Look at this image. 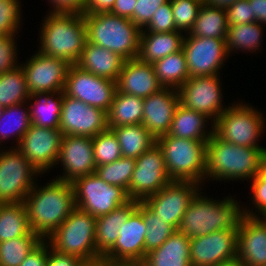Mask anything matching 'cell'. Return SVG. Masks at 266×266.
I'll return each mask as SVG.
<instances>
[{
	"instance_id": "cell-1",
	"label": "cell",
	"mask_w": 266,
	"mask_h": 266,
	"mask_svg": "<svg viewBox=\"0 0 266 266\" xmlns=\"http://www.w3.org/2000/svg\"><path fill=\"white\" fill-rule=\"evenodd\" d=\"M32 232L48 238L76 208L70 182L53 179L45 186L37 183L23 201Z\"/></svg>"
},
{
	"instance_id": "cell-2",
	"label": "cell",
	"mask_w": 266,
	"mask_h": 266,
	"mask_svg": "<svg viewBox=\"0 0 266 266\" xmlns=\"http://www.w3.org/2000/svg\"><path fill=\"white\" fill-rule=\"evenodd\" d=\"M266 148L244 147L218 138L214 133L206 143L205 179L252 180L257 174Z\"/></svg>"
},
{
	"instance_id": "cell-3",
	"label": "cell",
	"mask_w": 266,
	"mask_h": 266,
	"mask_svg": "<svg viewBox=\"0 0 266 266\" xmlns=\"http://www.w3.org/2000/svg\"><path fill=\"white\" fill-rule=\"evenodd\" d=\"M40 28L39 52L76 65L87 41L83 14L49 11Z\"/></svg>"
},
{
	"instance_id": "cell-4",
	"label": "cell",
	"mask_w": 266,
	"mask_h": 266,
	"mask_svg": "<svg viewBox=\"0 0 266 266\" xmlns=\"http://www.w3.org/2000/svg\"><path fill=\"white\" fill-rule=\"evenodd\" d=\"M201 190L186 209L178 231L191 239L219 230L238 229L245 216L244 207L241 208L234 197L216 201L202 196Z\"/></svg>"
},
{
	"instance_id": "cell-5",
	"label": "cell",
	"mask_w": 266,
	"mask_h": 266,
	"mask_svg": "<svg viewBox=\"0 0 266 266\" xmlns=\"http://www.w3.org/2000/svg\"><path fill=\"white\" fill-rule=\"evenodd\" d=\"M83 16L88 42L106 48L125 60L138 57L141 29L130 19L110 12Z\"/></svg>"
},
{
	"instance_id": "cell-6",
	"label": "cell",
	"mask_w": 266,
	"mask_h": 266,
	"mask_svg": "<svg viewBox=\"0 0 266 266\" xmlns=\"http://www.w3.org/2000/svg\"><path fill=\"white\" fill-rule=\"evenodd\" d=\"M161 147L167 173L172 181H192L201 184L205 181L206 143L162 135L156 139Z\"/></svg>"
},
{
	"instance_id": "cell-7",
	"label": "cell",
	"mask_w": 266,
	"mask_h": 266,
	"mask_svg": "<svg viewBox=\"0 0 266 266\" xmlns=\"http://www.w3.org/2000/svg\"><path fill=\"white\" fill-rule=\"evenodd\" d=\"M96 217L75 208L46 240L60 253L88 259L98 256L95 244Z\"/></svg>"
},
{
	"instance_id": "cell-8",
	"label": "cell",
	"mask_w": 266,
	"mask_h": 266,
	"mask_svg": "<svg viewBox=\"0 0 266 266\" xmlns=\"http://www.w3.org/2000/svg\"><path fill=\"white\" fill-rule=\"evenodd\" d=\"M234 103L213 123V133L223 141L244 147H258L265 130L263 114L251 105Z\"/></svg>"
},
{
	"instance_id": "cell-9",
	"label": "cell",
	"mask_w": 266,
	"mask_h": 266,
	"mask_svg": "<svg viewBox=\"0 0 266 266\" xmlns=\"http://www.w3.org/2000/svg\"><path fill=\"white\" fill-rule=\"evenodd\" d=\"M77 208L99 217L129 202L127 191L107 184L95 173L79 177L72 183Z\"/></svg>"
},
{
	"instance_id": "cell-10",
	"label": "cell",
	"mask_w": 266,
	"mask_h": 266,
	"mask_svg": "<svg viewBox=\"0 0 266 266\" xmlns=\"http://www.w3.org/2000/svg\"><path fill=\"white\" fill-rule=\"evenodd\" d=\"M10 149H0V203H23L41 174L17 148Z\"/></svg>"
},
{
	"instance_id": "cell-11",
	"label": "cell",
	"mask_w": 266,
	"mask_h": 266,
	"mask_svg": "<svg viewBox=\"0 0 266 266\" xmlns=\"http://www.w3.org/2000/svg\"><path fill=\"white\" fill-rule=\"evenodd\" d=\"M171 181L163 151L156 142L136 159L127 194L131 200L143 201Z\"/></svg>"
},
{
	"instance_id": "cell-12",
	"label": "cell",
	"mask_w": 266,
	"mask_h": 266,
	"mask_svg": "<svg viewBox=\"0 0 266 266\" xmlns=\"http://www.w3.org/2000/svg\"><path fill=\"white\" fill-rule=\"evenodd\" d=\"M182 50L190 77L220 75V69L229 58L226 39L197 37L187 34Z\"/></svg>"
},
{
	"instance_id": "cell-13",
	"label": "cell",
	"mask_w": 266,
	"mask_h": 266,
	"mask_svg": "<svg viewBox=\"0 0 266 266\" xmlns=\"http://www.w3.org/2000/svg\"><path fill=\"white\" fill-rule=\"evenodd\" d=\"M200 184L192 181H171L143 202L163 220L178 230L190 202L199 193Z\"/></svg>"
},
{
	"instance_id": "cell-14",
	"label": "cell",
	"mask_w": 266,
	"mask_h": 266,
	"mask_svg": "<svg viewBox=\"0 0 266 266\" xmlns=\"http://www.w3.org/2000/svg\"><path fill=\"white\" fill-rule=\"evenodd\" d=\"M220 75L190 77L179 89L180 103L204 114L213 123L228 108L222 105ZM212 118V119H210Z\"/></svg>"
},
{
	"instance_id": "cell-15",
	"label": "cell",
	"mask_w": 266,
	"mask_h": 266,
	"mask_svg": "<svg viewBox=\"0 0 266 266\" xmlns=\"http://www.w3.org/2000/svg\"><path fill=\"white\" fill-rule=\"evenodd\" d=\"M117 82L111 81L71 65L66 78L64 93L85 104L108 112L113 102Z\"/></svg>"
},
{
	"instance_id": "cell-16",
	"label": "cell",
	"mask_w": 266,
	"mask_h": 266,
	"mask_svg": "<svg viewBox=\"0 0 266 266\" xmlns=\"http://www.w3.org/2000/svg\"><path fill=\"white\" fill-rule=\"evenodd\" d=\"M62 138L60 129L31 124L16 148L40 174H44L58 164Z\"/></svg>"
},
{
	"instance_id": "cell-17",
	"label": "cell",
	"mask_w": 266,
	"mask_h": 266,
	"mask_svg": "<svg viewBox=\"0 0 266 266\" xmlns=\"http://www.w3.org/2000/svg\"><path fill=\"white\" fill-rule=\"evenodd\" d=\"M59 129L63 135L95 137L108 129L107 112L64 93Z\"/></svg>"
},
{
	"instance_id": "cell-18",
	"label": "cell",
	"mask_w": 266,
	"mask_h": 266,
	"mask_svg": "<svg viewBox=\"0 0 266 266\" xmlns=\"http://www.w3.org/2000/svg\"><path fill=\"white\" fill-rule=\"evenodd\" d=\"M26 75L28 91L58 92L64 91L68 70L67 61L36 52L24 64H20Z\"/></svg>"
},
{
	"instance_id": "cell-19",
	"label": "cell",
	"mask_w": 266,
	"mask_h": 266,
	"mask_svg": "<svg viewBox=\"0 0 266 266\" xmlns=\"http://www.w3.org/2000/svg\"><path fill=\"white\" fill-rule=\"evenodd\" d=\"M238 229H224L190 239L191 266H217L237 258Z\"/></svg>"
},
{
	"instance_id": "cell-20",
	"label": "cell",
	"mask_w": 266,
	"mask_h": 266,
	"mask_svg": "<svg viewBox=\"0 0 266 266\" xmlns=\"http://www.w3.org/2000/svg\"><path fill=\"white\" fill-rule=\"evenodd\" d=\"M57 162L64 169L62 176L56 177L61 181L72 183L79 177L94 174L92 137L63 135Z\"/></svg>"
},
{
	"instance_id": "cell-21",
	"label": "cell",
	"mask_w": 266,
	"mask_h": 266,
	"mask_svg": "<svg viewBox=\"0 0 266 266\" xmlns=\"http://www.w3.org/2000/svg\"><path fill=\"white\" fill-rule=\"evenodd\" d=\"M179 104L178 90L172 88H161L144 98L142 124L154 138L168 133Z\"/></svg>"
},
{
	"instance_id": "cell-22",
	"label": "cell",
	"mask_w": 266,
	"mask_h": 266,
	"mask_svg": "<svg viewBox=\"0 0 266 266\" xmlns=\"http://www.w3.org/2000/svg\"><path fill=\"white\" fill-rule=\"evenodd\" d=\"M237 258L247 266H266V218H242L237 232Z\"/></svg>"
},
{
	"instance_id": "cell-23",
	"label": "cell",
	"mask_w": 266,
	"mask_h": 266,
	"mask_svg": "<svg viewBox=\"0 0 266 266\" xmlns=\"http://www.w3.org/2000/svg\"><path fill=\"white\" fill-rule=\"evenodd\" d=\"M145 232L142 210L137 206L120 227L115 245L104 256L113 260H145Z\"/></svg>"
},
{
	"instance_id": "cell-24",
	"label": "cell",
	"mask_w": 266,
	"mask_h": 266,
	"mask_svg": "<svg viewBox=\"0 0 266 266\" xmlns=\"http://www.w3.org/2000/svg\"><path fill=\"white\" fill-rule=\"evenodd\" d=\"M161 88L151 63H144L138 58L125 61L117 80L120 92L146 98Z\"/></svg>"
},
{
	"instance_id": "cell-25",
	"label": "cell",
	"mask_w": 266,
	"mask_h": 266,
	"mask_svg": "<svg viewBox=\"0 0 266 266\" xmlns=\"http://www.w3.org/2000/svg\"><path fill=\"white\" fill-rule=\"evenodd\" d=\"M125 61L120 55L86 41L76 66L96 76L117 82Z\"/></svg>"
},
{
	"instance_id": "cell-26",
	"label": "cell",
	"mask_w": 266,
	"mask_h": 266,
	"mask_svg": "<svg viewBox=\"0 0 266 266\" xmlns=\"http://www.w3.org/2000/svg\"><path fill=\"white\" fill-rule=\"evenodd\" d=\"M137 205V200H130L110 213L96 218L95 244L98 255L104 256L115 245L120 227L125 224Z\"/></svg>"
},
{
	"instance_id": "cell-27",
	"label": "cell",
	"mask_w": 266,
	"mask_h": 266,
	"mask_svg": "<svg viewBox=\"0 0 266 266\" xmlns=\"http://www.w3.org/2000/svg\"><path fill=\"white\" fill-rule=\"evenodd\" d=\"M185 34L180 31L165 33L141 32L138 59L154 63L169 54L182 50Z\"/></svg>"
},
{
	"instance_id": "cell-28",
	"label": "cell",
	"mask_w": 266,
	"mask_h": 266,
	"mask_svg": "<svg viewBox=\"0 0 266 266\" xmlns=\"http://www.w3.org/2000/svg\"><path fill=\"white\" fill-rule=\"evenodd\" d=\"M145 261L151 266H191L190 238L176 230L159 248L149 252Z\"/></svg>"
},
{
	"instance_id": "cell-29",
	"label": "cell",
	"mask_w": 266,
	"mask_h": 266,
	"mask_svg": "<svg viewBox=\"0 0 266 266\" xmlns=\"http://www.w3.org/2000/svg\"><path fill=\"white\" fill-rule=\"evenodd\" d=\"M63 96L64 91L31 94L28 99V102L34 101L33 104L28 105L31 124L38 127L59 129Z\"/></svg>"
},
{
	"instance_id": "cell-30",
	"label": "cell",
	"mask_w": 266,
	"mask_h": 266,
	"mask_svg": "<svg viewBox=\"0 0 266 266\" xmlns=\"http://www.w3.org/2000/svg\"><path fill=\"white\" fill-rule=\"evenodd\" d=\"M207 119V120H206ZM209 118L204 114L186 108L181 103L177 106L168 135L191 140L208 141L213 134L212 129L206 131Z\"/></svg>"
},
{
	"instance_id": "cell-31",
	"label": "cell",
	"mask_w": 266,
	"mask_h": 266,
	"mask_svg": "<svg viewBox=\"0 0 266 266\" xmlns=\"http://www.w3.org/2000/svg\"><path fill=\"white\" fill-rule=\"evenodd\" d=\"M144 98L125 94L118 89L107 112L108 128L142 124Z\"/></svg>"
},
{
	"instance_id": "cell-32",
	"label": "cell",
	"mask_w": 266,
	"mask_h": 266,
	"mask_svg": "<svg viewBox=\"0 0 266 266\" xmlns=\"http://www.w3.org/2000/svg\"><path fill=\"white\" fill-rule=\"evenodd\" d=\"M109 129L115 133L123 157L136 160L156 143V138L153 137L143 124L123 125Z\"/></svg>"
},
{
	"instance_id": "cell-33",
	"label": "cell",
	"mask_w": 266,
	"mask_h": 266,
	"mask_svg": "<svg viewBox=\"0 0 266 266\" xmlns=\"http://www.w3.org/2000/svg\"><path fill=\"white\" fill-rule=\"evenodd\" d=\"M155 74L163 88L178 90L188 79L186 58L183 50L152 63Z\"/></svg>"
},
{
	"instance_id": "cell-34",
	"label": "cell",
	"mask_w": 266,
	"mask_h": 266,
	"mask_svg": "<svg viewBox=\"0 0 266 266\" xmlns=\"http://www.w3.org/2000/svg\"><path fill=\"white\" fill-rule=\"evenodd\" d=\"M227 30L228 24L225 9L203 3L189 35L226 39Z\"/></svg>"
},
{
	"instance_id": "cell-35",
	"label": "cell",
	"mask_w": 266,
	"mask_h": 266,
	"mask_svg": "<svg viewBox=\"0 0 266 266\" xmlns=\"http://www.w3.org/2000/svg\"><path fill=\"white\" fill-rule=\"evenodd\" d=\"M32 232L23 203H0V242Z\"/></svg>"
},
{
	"instance_id": "cell-36",
	"label": "cell",
	"mask_w": 266,
	"mask_h": 266,
	"mask_svg": "<svg viewBox=\"0 0 266 266\" xmlns=\"http://www.w3.org/2000/svg\"><path fill=\"white\" fill-rule=\"evenodd\" d=\"M29 98L26 75L21 65L0 74V106L2 108L27 103Z\"/></svg>"
},
{
	"instance_id": "cell-37",
	"label": "cell",
	"mask_w": 266,
	"mask_h": 266,
	"mask_svg": "<svg viewBox=\"0 0 266 266\" xmlns=\"http://www.w3.org/2000/svg\"><path fill=\"white\" fill-rule=\"evenodd\" d=\"M25 104L21 103L3 108L0 116V144L3 140L16 137L15 143L17 144L11 147L16 148L23 135L30 128L29 108L24 107Z\"/></svg>"
},
{
	"instance_id": "cell-38",
	"label": "cell",
	"mask_w": 266,
	"mask_h": 266,
	"mask_svg": "<svg viewBox=\"0 0 266 266\" xmlns=\"http://www.w3.org/2000/svg\"><path fill=\"white\" fill-rule=\"evenodd\" d=\"M262 24L258 22L228 26L226 35V50L228 54L232 51L241 50L253 52L259 50L262 42Z\"/></svg>"
},
{
	"instance_id": "cell-39",
	"label": "cell",
	"mask_w": 266,
	"mask_h": 266,
	"mask_svg": "<svg viewBox=\"0 0 266 266\" xmlns=\"http://www.w3.org/2000/svg\"><path fill=\"white\" fill-rule=\"evenodd\" d=\"M142 210V218L146 227L145 232V257L152 250L159 248L176 229L165 223V220L158 217L143 201L137 205Z\"/></svg>"
},
{
	"instance_id": "cell-40",
	"label": "cell",
	"mask_w": 266,
	"mask_h": 266,
	"mask_svg": "<svg viewBox=\"0 0 266 266\" xmlns=\"http://www.w3.org/2000/svg\"><path fill=\"white\" fill-rule=\"evenodd\" d=\"M43 239L34 232L0 242V266H20Z\"/></svg>"
},
{
	"instance_id": "cell-41",
	"label": "cell",
	"mask_w": 266,
	"mask_h": 266,
	"mask_svg": "<svg viewBox=\"0 0 266 266\" xmlns=\"http://www.w3.org/2000/svg\"><path fill=\"white\" fill-rule=\"evenodd\" d=\"M135 163V159L122 156L113 163L97 166L95 174L107 184L120 186L128 191Z\"/></svg>"
},
{
	"instance_id": "cell-42",
	"label": "cell",
	"mask_w": 266,
	"mask_h": 266,
	"mask_svg": "<svg viewBox=\"0 0 266 266\" xmlns=\"http://www.w3.org/2000/svg\"><path fill=\"white\" fill-rule=\"evenodd\" d=\"M92 141L96 167L113 163L122 157L120 144L111 129L108 128L92 137Z\"/></svg>"
},
{
	"instance_id": "cell-43",
	"label": "cell",
	"mask_w": 266,
	"mask_h": 266,
	"mask_svg": "<svg viewBox=\"0 0 266 266\" xmlns=\"http://www.w3.org/2000/svg\"><path fill=\"white\" fill-rule=\"evenodd\" d=\"M202 4L203 0H171L177 31L190 33Z\"/></svg>"
},
{
	"instance_id": "cell-44",
	"label": "cell",
	"mask_w": 266,
	"mask_h": 266,
	"mask_svg": "<svg viewBox=\"0 0 266 266\" xmlns=\"http://www.w3.org/2000/svg\"><path fill=\"white\" fill-rule=\"evenodd\" d=\"M19 0H0V36L16 35L22 25Z\"/></svg>"
},
{
	"instance_id": "cell-45",
	"label": "cell",
	"mask_w": 266,
	"mask_h": 266,
	"mask_svg": "<svg viewBox=\"0 0 266 266\" xmlns=\"http://www.w3.org/2000/svg\"><path fill=\"white\" fill-rule=\"evenodd\" d=\"M171 31L177 30L172 13L171 0H169L167 3L156 9L150 22L141 30V32L165 33Z\"/></svg>"
},
{
	"instance_id": "cell-46",
	"label": "cell",
	"mask_w": 266,
	"mask_h": 266,
	"mask_svg": "<svg viewBox=\"0 0 266 266\" xmlns=\"http://www.w3.org/2000/svg\"><path fill=\"white\" fill-rule=\"evenodd\" d=\"M17 35L0 36V74L17 68Z\"/></svg>"
},
{
	"instance_id": "cell-47",
	"label": "cell",
	"mask_w": 266,
	"mask_h": 266,
	"mask_svg": "<svg viewBox=\"0 0 266 266\" xmlns=\"http://www.w3.org/2000/svg\"><path fill=\"white\" fill-rule=\"evenodd\" d=\"M225 11L228 26L256 22L249 0H237Z\"/></svg>"
},
{
	"instance_id": "cell-48",
	"label": "cell",
	"mask_w": 266,
	"mask_h": 266,
	"mask_svg": "<svg viewBox=\"0 0 266 266\" xmlns=\"http://www.w3.org/2000/svg\"><path fill=\"white\" fill-rule=\"evenodd\" d=\"M169 0H137L131 20L141 30L150 22L153 13Z\"/></svg>"
},
{
	"instance_id": "cell-49",
	"label": "cell",
	"mask_w": 266,
	"mask_h": 266,
	"mask_svg": "<svg viewBox=\"0 0 266 266\" xmlns=\"http://www.w3.org/2000/svg\"><path fill=\"white\" fill-rule=\"evenodd\" d=\"M52 5L51 13H85L86 0H49Z\"/></svg>"
},
{
	"instance_id": "cell-50",
	"label": "cell",
	"mask_w": 266,
	"mask_h": 266,
	"mask_svg": "<svg viewBox=\"0 0 266 266\" xmlns=\"http://www.w3.org/2000/svg\"><path fill=\"white\" fill-rule=\"evenodd\" d=\"M251 193L253 196H251L252 204L255 205L254 209L256 208L258 211L257 215L255 212L250 211V209H243L244 214L249 217H256L260 218H266V187H250Z\"/></svg>"
},
{
	"instance_id": "cell-51",
	"label": "cell",
	"mask_w": 266,
	"mask_h": 266,
	"mask_svg": "<svg viewBox=\"0 0 266 266\" xmlns=\"http://www.w3.org/2000/svg\"><path fill=\"white\" fill-rule=\"evenodd\" d=\"M48 257V241L43 239L30 253L20 266H46Z\"/></svg>"
},
{
	"instance_id": "cell-52",
	"label": "cell",
	"mask_w": 266,
	"mask_h": 266,
	"mask_svg": "<svg viewBox=\"0 0 266 266\" xmlns=\"http://www.w3.org/2000/svg\"><path fill=\"white\" fill-rule=\"evenodd\" d=\"M80 258L60 253L48 244L46 266H77Z\"/></svg>"
},
{
	"instance_id": "cell-53",
	"label": "cell",
	"mask_w": 266,
	"mask_h": 266,
	"mask_svg": "<svg viewBox=\"0 0 266 266\" xmlns=\"http://www.w3.org/2000/svg\"><path fill=\"white\" fill-rule=\"evenodd\" d=\"M136 3L137 0H115L110 13L132 20Z\"/></svg>"
},
{
	"instance_id": "cell-54",
	"label": "cell",
	"mask_w": 266,
	"mask_h": 266,
	"mask_svg": "<svg viewBox=\"0 0 266 266\" xmlns=\"http://www.w3.org/2000/svg\"><path fill=\"white\" fill-rule=\"evenodd\" d=\"M115 0H86L84 14H100L111 12Z\"/></svg>"
},
{
	"instance_id": "cell-55",
	"label": "cell",
	"mask_w": 266,
	"mask_h": 266,
	"mask_svg": "<svg viewBox=\"0 0 266 266\" xmlns=\"http://www.w3.org/2000/svg\"><path fill=\"white\" fill-rule=\"evenodd\" d=\"M251 4L252 14L255 16L256 22L259 24L266 23V0H249Z\"/></svg>"
},
{
	"instance_id": "cell-56",
	"label": "cell",
	"mask_w": 266,
	"mask_h": 266,
	"mask_svg": "<svg viewBox=\"0 0 266 266\" xmlns=\"http://www.w3.org/2000/svg\"><path fill=\"white\" fill-rule=\"evenodd\" d=\"M251 187H266V156L262 159L258 174L251 180Z\"/></svg>"
},
{
	"instance_id": "cell-57",
	"label": "cell",
	"mask_w": 266,
	"mask_h": 266,
	"mask_svg": "<svg viewBox=\"0 0 266 266\" xmlns=\"http://www.w3.org/2000/svg\"><path fill=\"white\" fill-rule=\"evenodd\" d=\"M77 266H104V256L98 255L93 258L81 259Z\"/></svg>"
},
{
	"instance_id": "cell-58",
	"label": "cell",
	"mask_w": 266,
	"mask_h": 266,
	"mask_svg": "<svg viewBox=\"0 0 266 266\" xmlns=\"http://www.w3.org/2000/svg\"><path fill=\"white\" fill-rule=\"evenodd\" d=\"M236 1L237 0H203V3L212 7L227 9Z\"/></svg>"
},
{
	"instance_id": "cell-59",
	"label": "cell",
	"mask_w": 266,
	"mask_h": 266,
	"mask_svg": "<svg viewBox=\"0 0 266 266\" xmlns=\"http://www.w3.org/2000/svg\"><path fill=\"white\" fill-rule=\"evenodd\" d=\"M104 266H135V260H113L104 256Z\"/></svg>"
},
{
	"instance_id": "cell-60",
	"label": "cell",
	"mask_w": 266,
	"mask_h": 266,
	"mask_svg": "<svg viewBox=\"0 0 266 266\" xmlns=\"http://www.w3.org/2000/svg\"><path fill=\"white\" fill-rule=\"evenodd\" d=\"M217 266H247V265L239 258H234L233 260L222 262Z\"/></svg>"
},
{
	"instance_id": "cell-61",
	"label": "cell",
	"mask_w": 266,
	"mask_h": 266,
	"mask_svg": "<svg viewBox=\"0 0 266 266\" xmlns=\"http://www.w3.org/2000/svg\"><path fill=\"white\" fill-rule=\"evenodd\" d=\"M135 266H151L145 260H137L135 261Z\"/></svg>"
},
{
	"instance_id": "cell-62",
	"label": "cell",
	"mask_w": 266,
	"mask_h": 266,
	"mask_svg": "<svg viewBox=\"0 0 266 266\" xmlns=\"http://www.w3.org/2000/svg\"><path fill=\"white\" fill-rule=\"evenodd\" d=\"M2 110H3V108L0 106V116H1Z\"/></svg>"
}]
</instances>
